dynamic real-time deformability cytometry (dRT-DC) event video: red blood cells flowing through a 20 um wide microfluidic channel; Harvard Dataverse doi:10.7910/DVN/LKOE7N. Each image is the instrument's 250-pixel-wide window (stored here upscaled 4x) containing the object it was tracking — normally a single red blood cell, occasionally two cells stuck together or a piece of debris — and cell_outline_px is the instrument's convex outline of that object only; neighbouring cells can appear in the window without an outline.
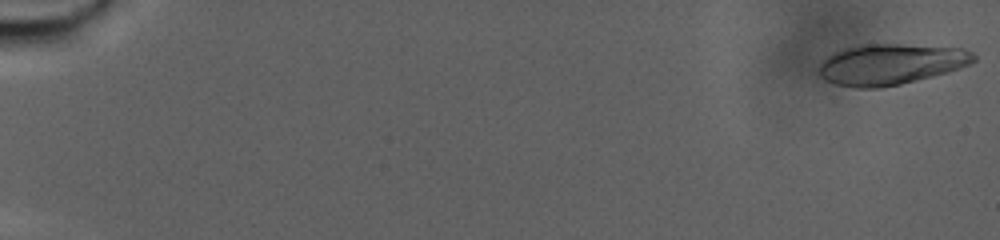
{"species": "human", "species_latin": "Homo sapiens", "temperature_condition": "warm", "stored_images_in_passage": 27, "camera_frame_rate_fps": 3000, "um_per_image_px": 0.085, "donor": {"sex": "male"}, "frame": {"image": 1, "passage_image": 1, "time_ms": 0.0, "image_size_px": [1000, 240], "cell_outline_px": [[976, 60], [960, 68], [948, 72], [900, 84], [880, 88], [856, 88], [836, 84], [824, 80], [820, 76], [820, 60], [824, 56], [832, 52], [844, 48], [860, 44], [900, 44], [960, 48], [972, 52], [976, 56]], "centroid_in_image_um": [75.65, 5.45], "position_along_channel_um": 9.3, "area_um2": 36.99}}